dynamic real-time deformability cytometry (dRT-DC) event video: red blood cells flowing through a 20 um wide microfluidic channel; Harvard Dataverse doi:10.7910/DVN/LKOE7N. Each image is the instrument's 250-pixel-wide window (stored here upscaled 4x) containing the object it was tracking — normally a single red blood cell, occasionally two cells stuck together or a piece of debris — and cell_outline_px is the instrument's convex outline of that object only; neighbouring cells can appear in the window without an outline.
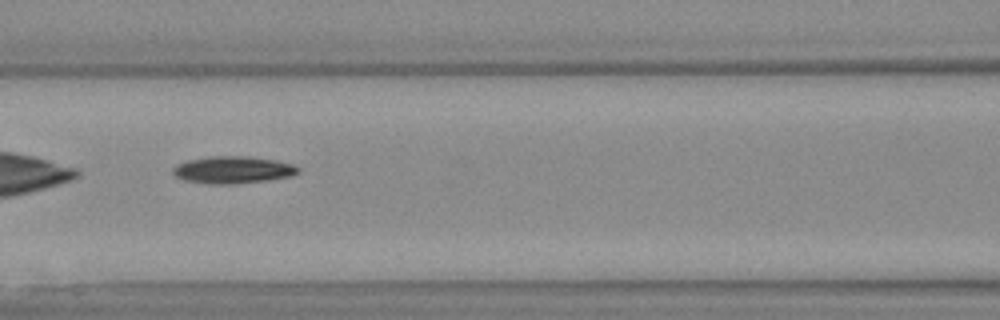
{"species": "Egyptian fruit bat (a non-hibernating species)", "species_latin": "Rousettus aegyptiacus", "temperature_condition": "warm", "stored_images_in_passage": 39, "camera_frame_rate_fps": 3000, "um_per_image_px": 0.085, "animal": {"sex": "female"}, "frame": {"image": 1, "passage_image": 11, "time_ms": 3.333, "image_size_px": [1000, 320], "cell_outline_px": [[300, 172], [292, 176], [268, 180], [232, 184], [208, 184], [184, 180], [176, 176], [172, 172], [172, 168], [176, 164], [208, 156], [248, 156], [276, 160], [292, 164], [300, 168]], "centroid_in_image_um": [19.82, 14.44], "position_along_channel_um": 146.8, "area_um2": 19.88}}
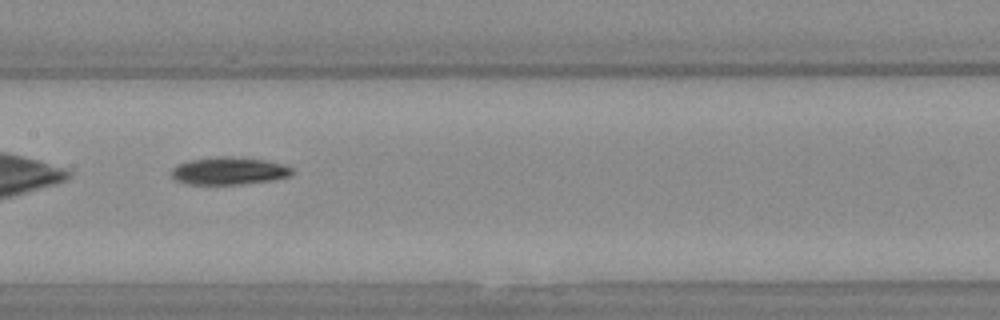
{"frame": {"image": 2, "passage_image": 14, "time_ms": 4.333, "image_size_px": [1000, 320], "cell_outline_px": [[292, 176], [272, 180], [240, 184], [188, 184], [176, 180], [172, 176], [172, 168], [176, 164], [188, 160], [216, 156], [232, 156], [264, 160], [284, 164], [292, 168]], "centroid_in_image_um": [19.45, 14.51], "position_along_channel_um": 187.9, "area_um2": 19.48}}
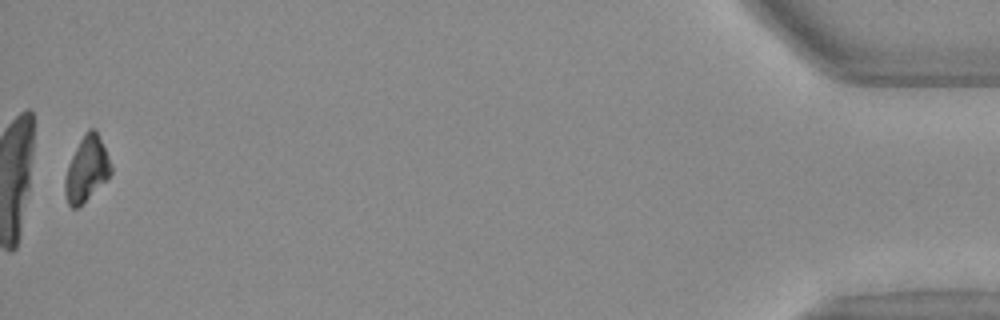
{"frame": {"image": 3, "passage_image": 38, "time_ms": 12.333, "image_size_px": [1000, 320], "cell_outline_px": [[112, 172], [76, 208], [72, 208], [68, 204], [64, 192], [64, 180], [68, 164], [80, 140], [88, 128], [96, 128], [108, 156], [112, 168]], "centroid_in_image_um": [7.34, 14.32], "position_along_channel_um": 427.9, "area_um2": 16.82}}